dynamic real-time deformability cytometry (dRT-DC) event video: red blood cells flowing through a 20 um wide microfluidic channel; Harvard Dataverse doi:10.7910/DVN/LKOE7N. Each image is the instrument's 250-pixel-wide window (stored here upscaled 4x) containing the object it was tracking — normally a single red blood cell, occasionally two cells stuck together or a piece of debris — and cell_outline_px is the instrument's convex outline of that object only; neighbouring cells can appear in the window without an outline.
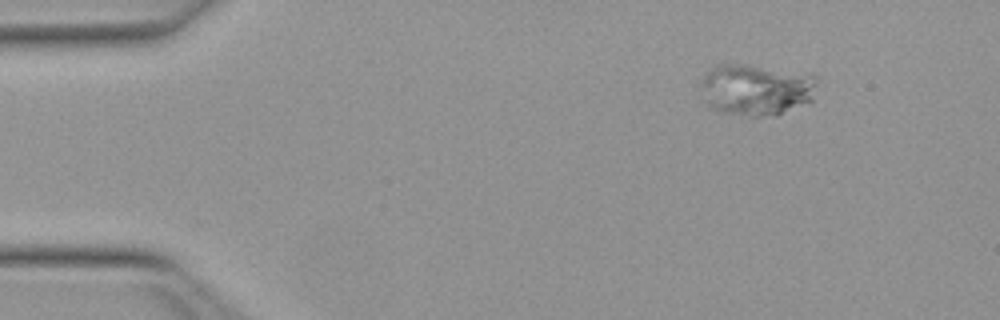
{"species": "Egyptian fruit bat (a non-hibernating species)", "species_latin": "Rousettus aegyptiacus", "temperature_condition": "warm", "stored_images_in_passage": 53, "camera_frame_rate_fps": 3000, "um_per_image_px": 0.085, "animal": {"sex": "female"}, "frame": {"image": 1, "passage_image": 7, "time_ms": 2.0, "image_size_px": [1000, 320], "cell_outline_px": [[816, 80], [812, 100], [776, 116], [752, 120], [724, 112], [712, 108], [700, 100], [700, 84], [704, 72], [716, 64], [744, 64], [812, 72], [816, 76]], "centroid_in_image_um": [64.23, 7.63], "position_along_channel_um": 20.8, "area_um2": 36.53}}
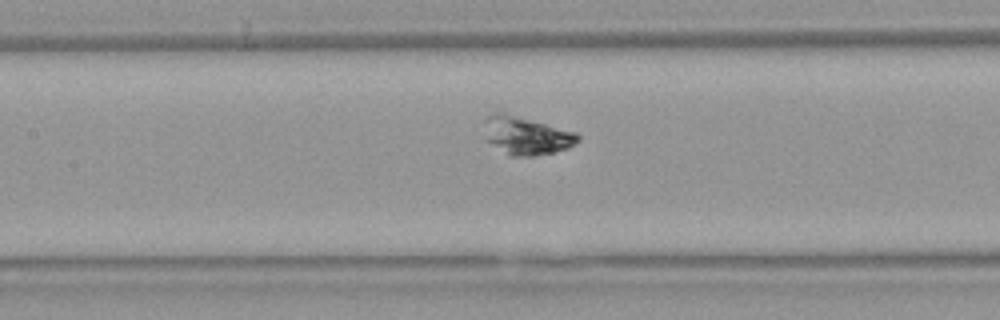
{"frame": {"image": 2, "passage_image": 25, "time_ms": 8.0, "image_size_px": [1000, 320], "cell_outline_px": [[580, 140], [568, 148], [536, 156], [508, 156], [484, 140], [484, 116], [492, 112], [504, 112], [576, 132], [580, 136]], "centroid_in_image_um": [44.66, 11.52], "position_along_channel_um": 162.7, "area_um2": 21.21}}
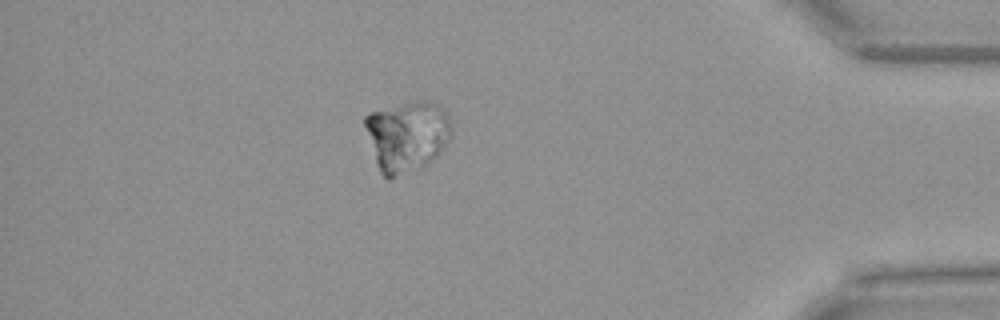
{"frame": {"image": 3, "passage_image": 47, "time_ms": 15.333, "image_size_px": [1000, 320], "cell_outline_px": [[452, 132], [448, 140], [440, 152], [436, 156], [420, 168], [388, 180], [380, 172], [376, 164], [364, 124], [364, 116], [372, 112], [412, 100], [424, 100], [440, 104], [448, 112], [452, 124]], "centroid_in_image_um": [34.62, 11.53], "position_along_channel_um": 400.6, "area_um2": 35.95}}